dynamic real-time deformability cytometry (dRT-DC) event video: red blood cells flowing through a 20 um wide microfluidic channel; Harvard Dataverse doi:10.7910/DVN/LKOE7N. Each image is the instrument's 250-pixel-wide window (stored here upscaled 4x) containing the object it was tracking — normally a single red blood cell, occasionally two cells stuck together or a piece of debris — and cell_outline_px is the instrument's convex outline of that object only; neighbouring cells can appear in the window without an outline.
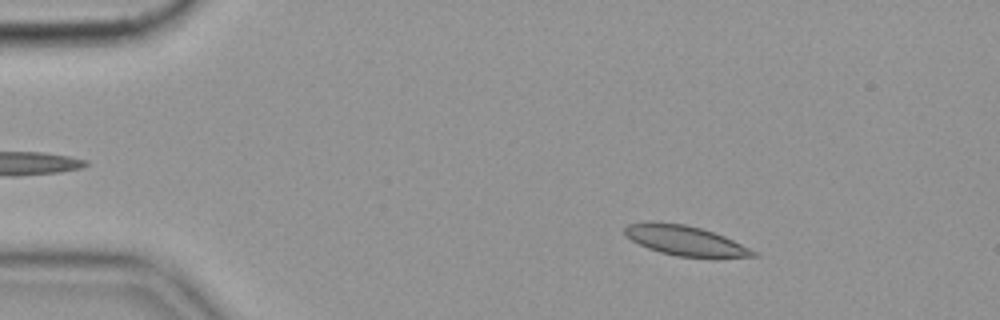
{"species": "common noctule bat (a hibernating species)", "species_latin": "Nyctalus noctula", "temperature_condition": "cold", "stored_images_in_passage": 56, "camera_frame_rate_fps": 3000, "um_per_image_px": 0.085, "animal": {"sex": "female", "body_mass_g": 19.9}, "frame": {"image": 1, "passage_image": 8, "time_ms": 2.333, "image_size_px": [1000, 320], "cell_outline_px": [[760, 256], [676, 256], [660, 252], [648, 248], [632, 240], [624, 232], [624, 228], [628, 224], [648, 220], [652, 220], [684, 224], [700, 228], [724, 236], [756, 252]], "centroid_in_image_um": [58.14, 20.4], "position_along_channel_um": 26.9, "area_um2": 21.85}}
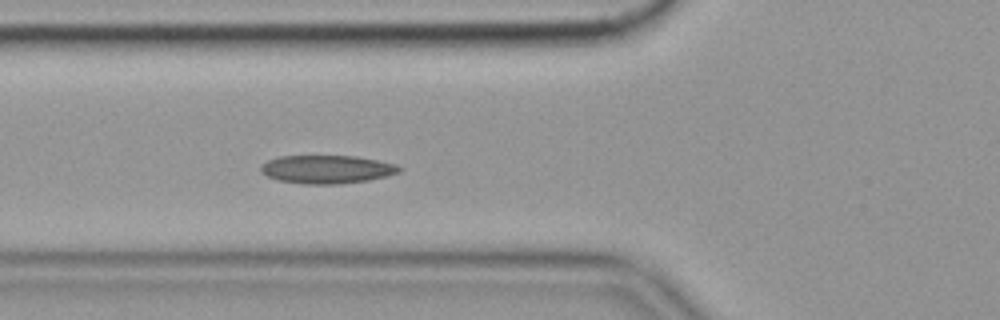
{"frame": {"image": 2, "passage_image": 20, "time_ms": 6.333, "image_size_px": [1000, 320], "cell_outline_px": [[404, 168], [400, 172], [368, 180], [340, 184], [304, 184], [276, 180], [260, 172], [260, 168], [268, 160], [280, 156], [356, 156], [396, 164]], "centroid_in_image_um": [27.78, 14.39], "position_along_channel_um": 98.0, "area_um2": 22.77}}
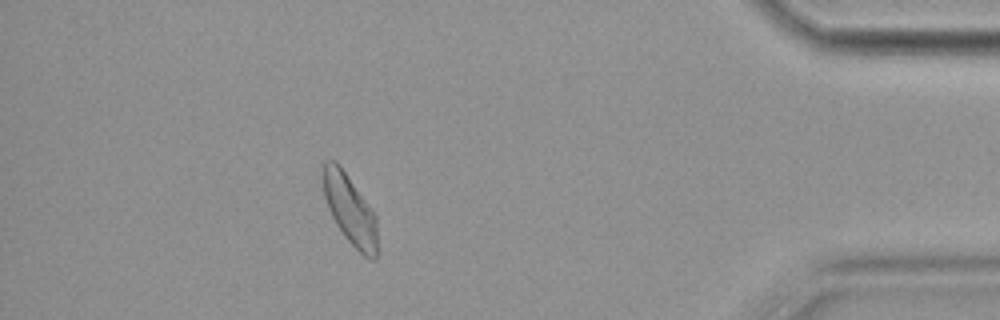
{"frame": {"image": 3, "passage_image": 50, "time_ms": 16.333, "image_size_px": [1000, 320], "cell_outline_px": [[376, 260], [372, 260], [364, 256], [344, 236], [336, 224], [328, 208], [324, 196], [320, 164], [324, 160], [336, 160], [340, 164], [372, 208], [376, 216]], "centroid_in_image_um": [29.7, 17.73], "position_along_channel_um": 405.5, "area_um2": 22.43}, "authors_computed_cell_mechanics": {"area_um2": 22.1952, "velocity_mm_per_s": 3.5195, "shape_relaxation_time_tau1_ms": null, "shape_relaxation_time_tau2_ms": 4.1087, "deformation_change_tau1": null, "deformation_change_tau2": 0.0976}}